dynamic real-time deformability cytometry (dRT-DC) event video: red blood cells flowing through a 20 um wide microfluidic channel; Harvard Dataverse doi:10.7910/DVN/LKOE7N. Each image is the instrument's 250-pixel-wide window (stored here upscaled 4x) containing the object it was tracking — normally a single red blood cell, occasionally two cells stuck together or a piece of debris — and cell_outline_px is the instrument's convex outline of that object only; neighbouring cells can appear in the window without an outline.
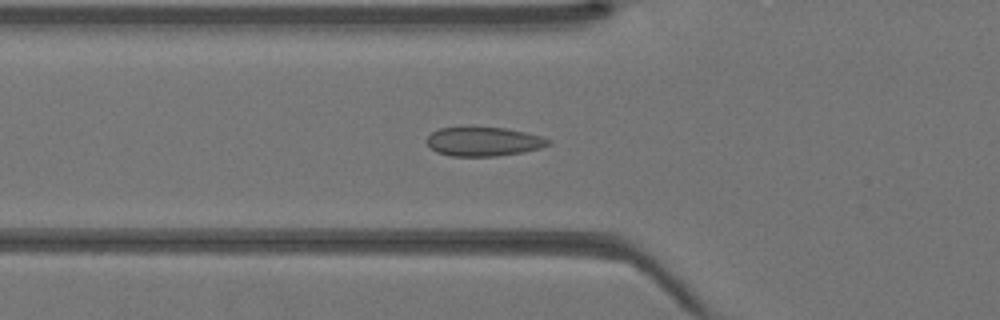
{"species": "Egyptian fruit bat (a non-hibernating species)", "species_latin": "Rousettus aegyptiacus", "temperature_condition": "warm", "stored_images_in_passage": 43, "camera_frame_rate_fps": 3000, "um_per_image_px": 0.085, "animal": {"sex": "female"}, "frame": {"image": 1, "passage_image": 15, "time_ms": 4.667, "image_size_px": [1000, 320], "cell_outline_px": [[552, 140], [548, 144], [540, 148], [524, 152], [496, 156], [452, 156], [436, 152], [424, 140], [432, 132], [440, 128], [472, 124], [508, 128], [540, 136]], "centroid_in_image_um": [41.06, 11.98], "position_along_channel_um": 84.7, "area_um2": 21.33}}
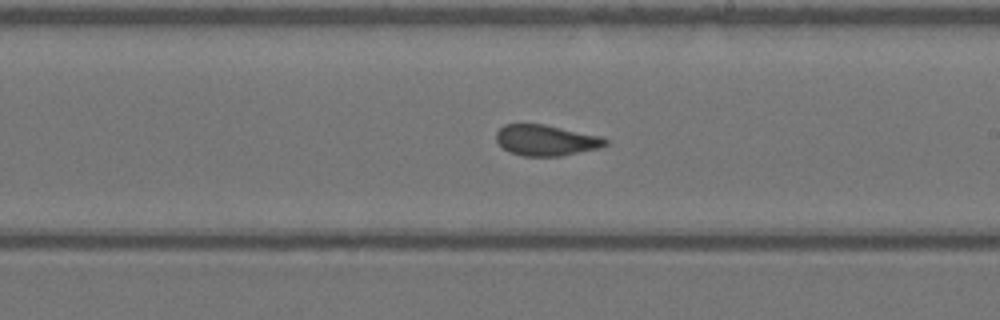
{"frame": {"image": 2, "passage_image": 25, "time_ms": 8.0, "image_size_px": [1000, 320], "cell_outline_px": [[608, 144], [600, 148], [560, 156], [524, 156], [508, 152], [496, 140], [496, 132], [504, 124], [544, 124], [604, 136], [608, 140]], "centroid_in_image_um": [46.45, 11.92], "position_along_channel_um": 242.6, "area_um2": 19.83}}
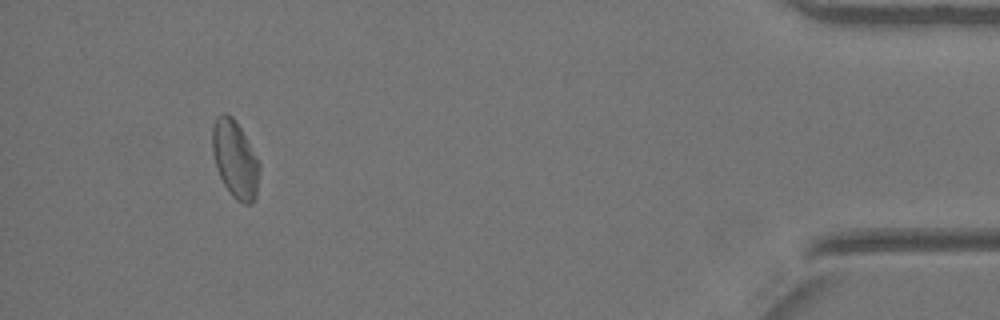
{"frame": {"image": 3, "passage_image": 40, "time_ms": 13.0, "image_size_px": [1000, 320], "cell_outline_px": [[260, 168], [256, 196], [252, 204], [244, 204], [236, 200], [232, 196], [224, 184], [216, 168], [212, 152], [212, 128], [216, 116], [224, 112], [228, 112], [236, 120], [260, 164]], "centroid_in_image_um": [19.97, 13.52], "position_along_channel_um": 415.2, "area_um2": 21.33}}